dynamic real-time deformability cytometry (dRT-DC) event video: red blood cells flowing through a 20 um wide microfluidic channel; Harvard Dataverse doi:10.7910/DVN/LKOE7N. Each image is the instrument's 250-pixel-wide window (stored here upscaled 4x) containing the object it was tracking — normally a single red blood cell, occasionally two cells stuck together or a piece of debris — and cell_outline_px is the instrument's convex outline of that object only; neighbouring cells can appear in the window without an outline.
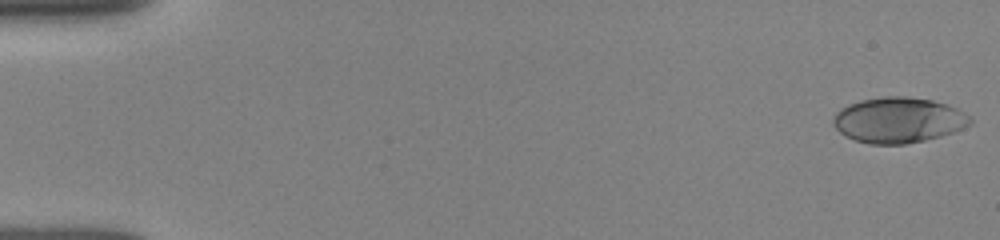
{"species": "human", "species_latin": "Homo sapiens", "temperature_condition": "room temperature", "stored_images_in_passage": 51, "camera_frame_rate_fps": 3000, "um_per_image_px": 0.085, "donor": {"sex": "female"}, "frame": {"image": 1, "passage_image": 1, "time_ms": 0.0, "image_size_px": [1000, 240], "cell_outline_px": [[972, 124], [952, 132], [940, 136], [924, 140], [904, 144], [868, 144], [844, 136], [832, 124], [832, 116], [840, 108], [848, 104], [860, 100], [884, 96], [908, 96], [932, 100], [948, 104], [964, 112], [972, 120]], "centroid_in_image_um": [76.33, 10.2], "position_along_channel_um": 8.7, "area_um2": 36.53}}
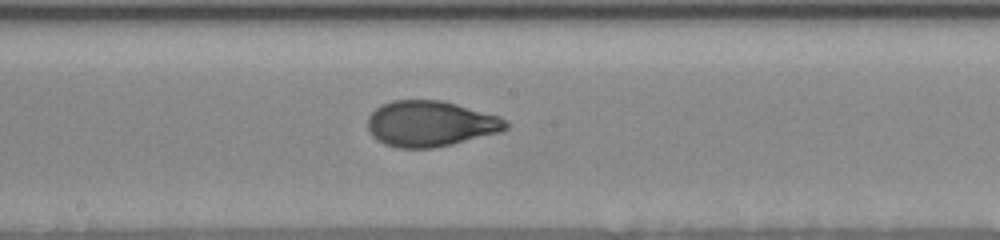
{"frame": {"image": 2, "passage_image": 28, "time_ms": 9.0, "image_size_px": [1000, 240], "cell_outline_px": [[508, 128], [500, 132], [452, 144], [432, 148], [400, 148], [384, 144], [372, 136], [368, 128], [368, 116], [376, 108], [392, 100], [444, 100], [500, 116], [508, 120]], "centroid_in_image_um": [36.61, 10.51], "position_along_channel_um": 211.6, "area_um2": 36.93}}
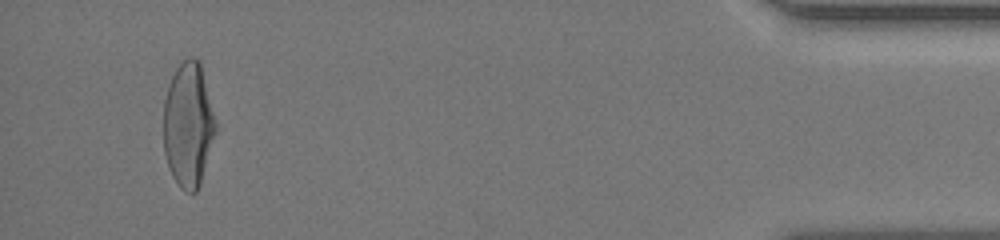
{"frame": {"image": 3, "passage_image": 49, "time_ms": 16.0, "image_size_px": [1000, 240], "cell_outline_px": [[216, 132], [200, 184], [196, 192], [188, 192], [180, 188], [172, 176], [164, 152], [164, 100], [172, 76], [180, 60], [188, 56], [192, 56], [200, 60], [216, 120]], "centroid_in_image_um": [16.01, 10.56], "position_along_channel_um": 419.2, "area_um2": 38.03}, "authors_computed_cell_mechanics": {"area_um2": 36.4718, "velocity_mm_per_s": 3.9164, "shape_relaxation_time_tau1_ms": 3.2759, "shape_relaxation_time_tau2_ms": 0.7378, "deformation_change_tau1": 0.1728, "deformation_change_tau2": 0.0609}}